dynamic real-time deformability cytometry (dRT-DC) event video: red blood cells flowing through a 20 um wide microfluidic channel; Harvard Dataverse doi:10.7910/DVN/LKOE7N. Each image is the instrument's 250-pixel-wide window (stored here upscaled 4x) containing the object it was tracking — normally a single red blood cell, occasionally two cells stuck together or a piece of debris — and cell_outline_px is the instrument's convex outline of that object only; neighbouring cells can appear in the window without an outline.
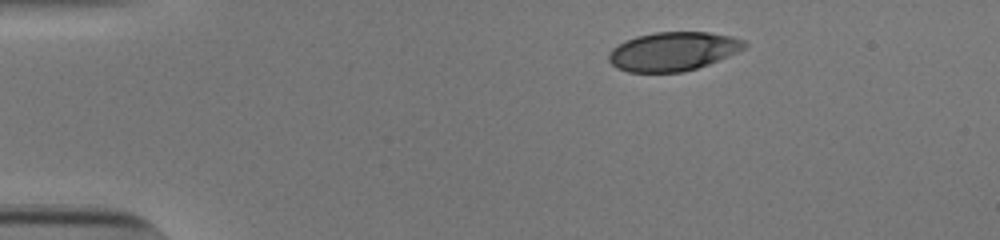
{"species": "human", "species_latin": "Homo sapiens", "temperature_condition": "cold", "stored_images_in_passage": 37, "camera_frame_rate_fps": 3000, "um_per_image_px": 0.085, "donor": {"sex": "male"}, "frame": {"image": 1, "passage_image": 1, "time_ms": 0.0, "image_size_px": [1000, 240], "cell_outline_px": [[748, 48], [708, 64], [684, 72], [628, 72], [616, 68], [608, 60], [608, 52], [612, 48], [624, 40], [636, 36], [656, 32], [708, 32], [732, 36], [744, 40], [748, 44]], "centroid_in_image_um": [57.21, 4.36], "position_along_channel_um": 27.8, "area_um2": 30.98}}
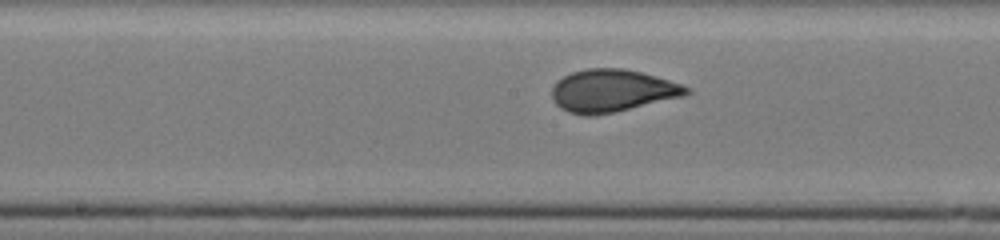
{"frame": {"image": 2, "passage_image": 20, "time_ms": 6.333, "image_size_px": [1000, 240], "cell_outline_px": [[692, 92], [684, 96], [616, 112], [592, 116], [588, 116], [568, 112], [560, 108], [556, 104], [552, 96], [552, 88], [556, 80], [572, 72], [588, 68], [624, 68], [640, 72], [668, 80], [680, 84], [688, 88]], "centroid_in_image_um": [52.01, 7.72], "position_along_channel_um": 196.2, "area_um2": 33.29}}
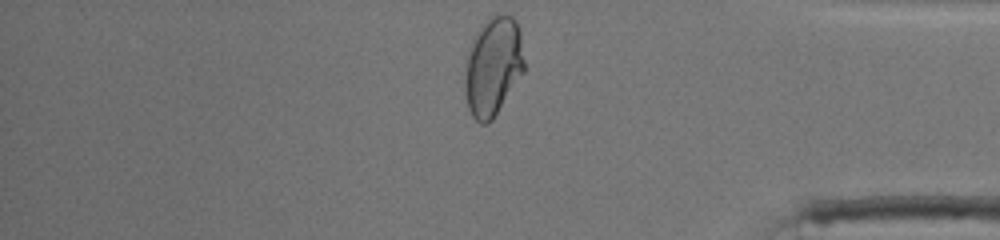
{"frame": {"image": 3, "passage_image": 37, "time_ms": 12.0, "image_size_px": [1000, 240], "cell_outline_px": [[524, 72], [492, 120], [488, 124], [480, 124], [472, 116], [468, 108], [464, 92], [464, 72], [468, 56], [472, 44], [476, 36], [484, 24], [496, 12], [504, 12], [512, 16], [516, 20], [520, 32], [524, 60]], "centroid_in_image_um": [41.92, 5.67], "position_along_channel_um": 393.3, "area_um2": 34.1}, "authors_computed_cell_mechanics": {"area_um2": 32.2524, "velocity_mm_per_s": 3.8404, "shape_relaxation_time_tau1_ms": 6.8284, "shape_relaxation_time_tau2_ms": null, "deformation_change_tau1": 0.2117, "deformation_change_tau2": null}}